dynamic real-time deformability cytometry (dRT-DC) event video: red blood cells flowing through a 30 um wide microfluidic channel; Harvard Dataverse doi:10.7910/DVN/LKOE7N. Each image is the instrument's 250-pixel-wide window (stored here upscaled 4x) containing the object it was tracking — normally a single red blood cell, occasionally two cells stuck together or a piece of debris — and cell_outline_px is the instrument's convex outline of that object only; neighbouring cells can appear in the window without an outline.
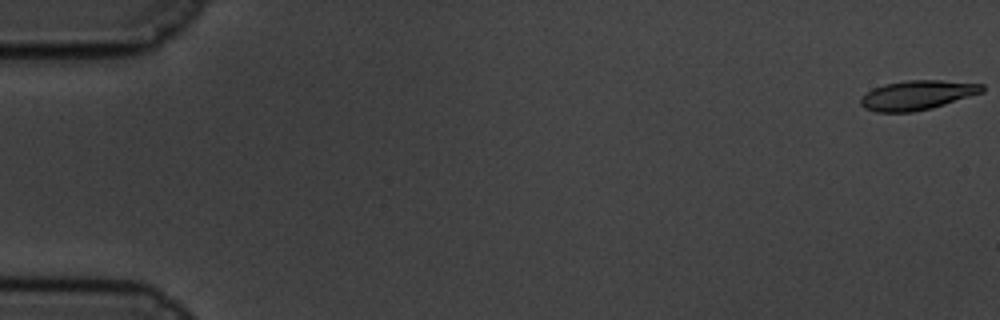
{"species": "common noctule bat (a hibernating species)", "species_latin": "Nyctalus noctula", "temperature_condition": "cold", "stored_images_in_passage": 10, "camera_frame_rate_fps": 3000, "um_per_image_px": 0.085, "animal": {"sex": "male", "body_mass_g": 19.5, "forearm_length_mm": 54.6}, "frame": {"image": 1, "passage_image": 1, "time_ms": 0.0, "image_size_px": [1000, 320], "cell_outline_px": [[984, 92], [932, 108], [912, 112], [876, 112], [864, 108], [860, 104], [860, 100], [872, 88], [884, 84], [908, 80], [940, 80], [984, 84]], "centroid_in_image_um": [77.97, 8.08], "position_along_channel_um": 7.0, "area_um2": 20.81}}